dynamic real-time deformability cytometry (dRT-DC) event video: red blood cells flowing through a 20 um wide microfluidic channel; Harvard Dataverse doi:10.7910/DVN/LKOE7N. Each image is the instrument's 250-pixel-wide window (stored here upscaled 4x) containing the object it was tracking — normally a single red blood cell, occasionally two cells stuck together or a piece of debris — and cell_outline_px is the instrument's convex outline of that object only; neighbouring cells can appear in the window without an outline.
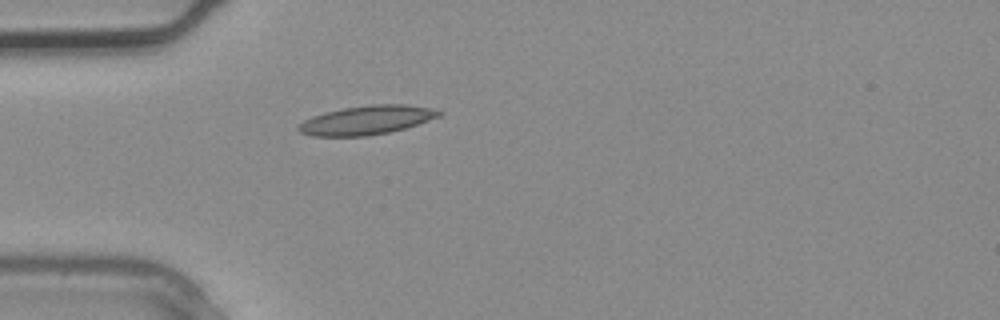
{"species": "common noctule bat (a hibernating species)", "species_latin": "Nyctalus noctula", "temperature_condition": "warm", "stored_images_in_passage": 3, "camera_frame_rate_fps": 3000, "um_per_image_px": 0.085, "animal": {"sex": "male", "body_mass_g": 20.4}, "frame": {"image": 1, "passage_image": 3, "time_ms": 0.667, "image_size_px": [1000, 320], "cell_outline_px": [[444, 112], [440, 116], [404, 128], [388, 132], [368, 136], [312, 136], [300, 132], [296, 128], [296, 124], [312, 116], [324, 112], [344, 108], [372, 104], [404, 104], [428, 108]], "centroid_in_image_um": [31.09, 10.21], "position_along_channel_um": 53.9, "area_um2": 23.58}}